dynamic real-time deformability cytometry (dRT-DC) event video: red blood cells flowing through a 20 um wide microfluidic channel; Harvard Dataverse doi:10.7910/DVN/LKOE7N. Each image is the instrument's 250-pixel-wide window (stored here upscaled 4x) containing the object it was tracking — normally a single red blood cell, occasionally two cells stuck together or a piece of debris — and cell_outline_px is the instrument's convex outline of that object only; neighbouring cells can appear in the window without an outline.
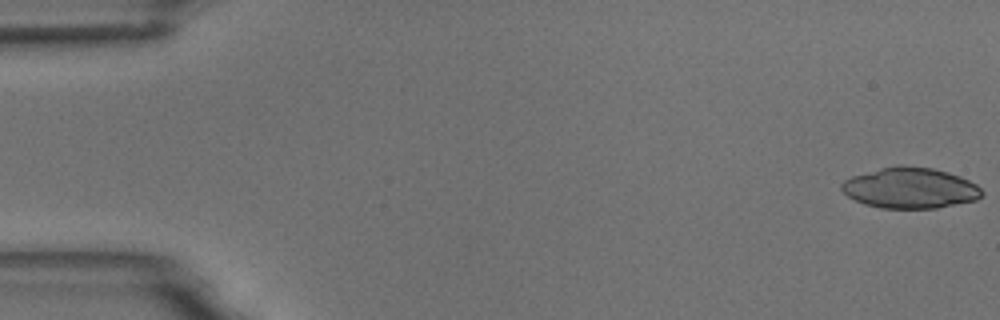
{"species": "common noctule bat (a hibernating species)", "species_latin": "Nyctalus noctula", "temperature_condition": "room temperature", "stored_images_in_passage": 5, "camera_frame_rate_fps": 3000, "um_per_image_px": 0.085, "animal": {"sex": "male", "body_mass_g": 18.8}, "frame": {"image": 1, "passage_image": 1, "time_ms": 0.0, "image_size_px": [1000, 320], "cell_outline_px": [[984, 192], [976, 200], [936, 208], [880, 208], [864, 204], [848, 196], [840, 188], [840, 184], [844, 180], [852, 176], [880, 168], [900, 164], [932, 168], [948, 172], [960, 176], [976, 184]], "centroid_in_image_um": [77.35, 15.97], "position_along_channel_um": 7.6, "area_um2": 33.35}}